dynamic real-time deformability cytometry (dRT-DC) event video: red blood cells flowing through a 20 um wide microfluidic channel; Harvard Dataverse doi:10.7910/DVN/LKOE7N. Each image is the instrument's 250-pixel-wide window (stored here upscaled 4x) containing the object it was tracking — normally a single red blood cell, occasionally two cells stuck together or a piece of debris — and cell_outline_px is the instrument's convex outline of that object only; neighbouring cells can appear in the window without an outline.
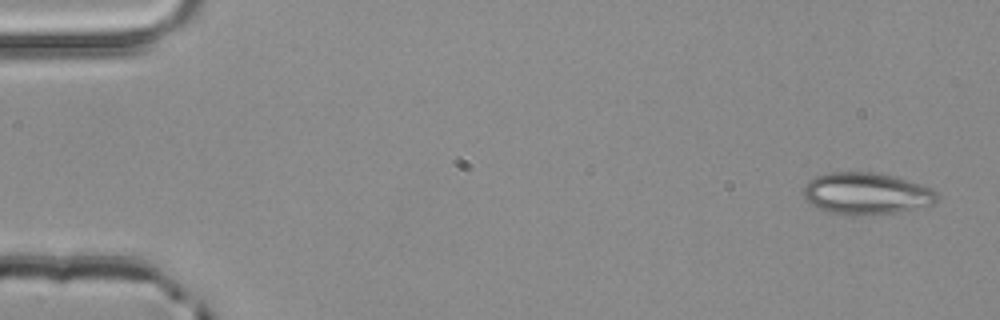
{"species": "common noctule bat (a hibernating species)", "species_latin": "Nyctalus noctula", "temperature_condition": "room temperature", "stored_images_in_passage": 3, "camera_frame_rate_fps": 3000, "um_per_image_px": 0.085, "animal": {"sex": "male", "body_mass_g": 20.4}, "frame": {"image": 1, "passage_image": 1, "time_ms": 0.0, "image_size_px": [1000, 320], "cell_outline_px": [[936, 200], [932, 204], [892, 212], [852, 216], [828, 212], [816, 208], [804, 196], [804, 188], [808, 180], [816, 176], [828, 172], [876, 172], [892, 176], [932, 188], [936, 192]], "centroid_in_image_um": [73.57, 16.44], "position_along_channel_um": 11.4, "area_um2": 32.08}}